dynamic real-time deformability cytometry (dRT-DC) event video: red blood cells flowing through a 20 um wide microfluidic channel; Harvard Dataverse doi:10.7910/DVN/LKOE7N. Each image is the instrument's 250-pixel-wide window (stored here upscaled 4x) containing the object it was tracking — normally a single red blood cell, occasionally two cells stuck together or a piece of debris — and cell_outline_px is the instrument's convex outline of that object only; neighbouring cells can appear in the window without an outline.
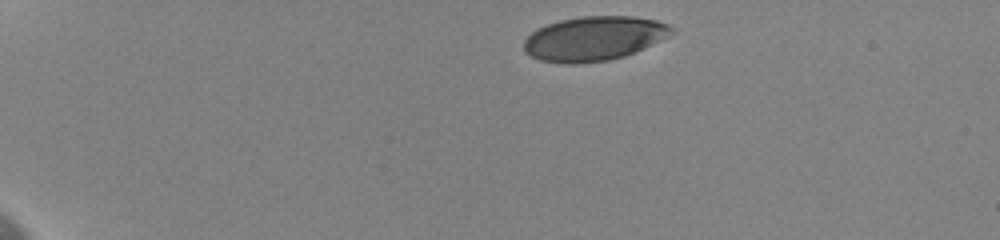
{"species": "human", "species_latin": "Homo sapiens", "temperature_condition": "cold", "stored_images_in_passage": 17, "camera_frame_rate_fps": 3000, "um_per_image_px": 0.085, "donor": {"sex": "female"}, "frame": {"image": 1, "passage_image": 1, "time_ms": 0.0, "image_size_px": [1000, 240], "cell_outline_px": [[676, 32], [660, 40], [624, 56], [608, 60], [576, 64], [568, 64], [540, 60], [524, 52], [524, 40], [532, 32], [548, 24], [560, 20], [580, 16], [632, 16], [656, 20], [668, 24]], "centroid_in_image_um": [50.48, 3.27], "position_along_channel_um": 34.5, "area_um2": 37.92}}
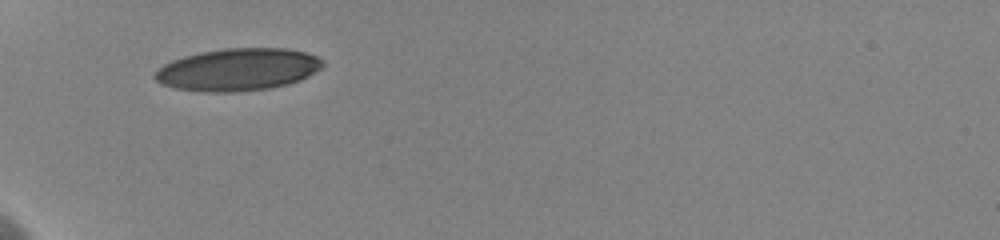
{"frame": {"image": 2, "passage_image": 10, "time_ms": 3.0, "image_size_px": [1000, 240], "cell_outline_px": [[324, 64], [316, 72], [300, 80], [288, 84], [268, 88], [228, 92], [208, 92], [176, 88], [160, 84], [152, 76], [156, 68], [172, 60], [184, 56], [200, 52], [224, 48], [284, 48], [304, 52], [316, 56], [324, 60]], "centroid_in_image_um": [20.19, 5.9], "position_along_channel_um": 64.8, "area_um2": 41.44}}